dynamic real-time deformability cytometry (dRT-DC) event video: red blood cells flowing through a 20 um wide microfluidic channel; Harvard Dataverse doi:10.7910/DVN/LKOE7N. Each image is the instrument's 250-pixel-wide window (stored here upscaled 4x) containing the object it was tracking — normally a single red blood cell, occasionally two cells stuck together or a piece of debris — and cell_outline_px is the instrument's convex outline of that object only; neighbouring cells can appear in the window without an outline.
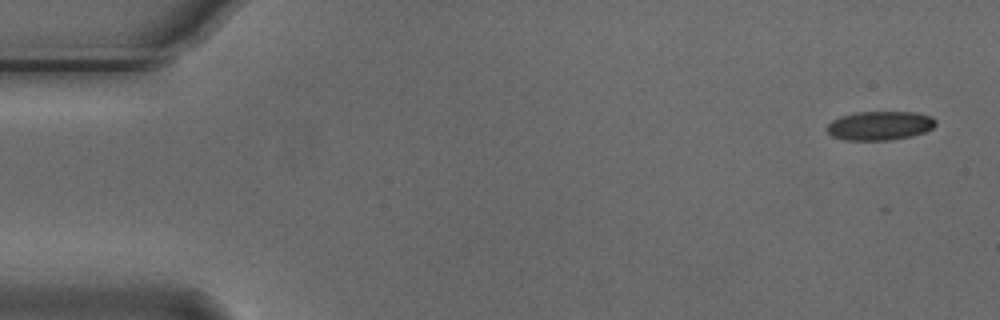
{"species": "Egyptian fruit bat (a non-hibernating species)", "species_latin": "Rousettus aegyptiacus", "temperature_condition": "cold", "stored_images_in_passage": 4, "camera_frame_rate_fps": 3000, "um_per_image_px": 0.085, "animal": {"sex": "male"}, "frame": {"image": 1, "passage_image": 1, "time_ms": 0.0, "image_size_px": [1000, 320], "cell_outline_px": [[936, 124], [932, 128], [924, 132], [912, 136], [888, 140], [844, 140], [832, 136], [824, 128], [832, 120], [840, 116], [856, 112], [916, 112], [932, 116], [936, 120]], "centroid_in_image_um": [74.77, 10.67], "position_along_channel_um": 10.2, "area_um2": 18.5}}
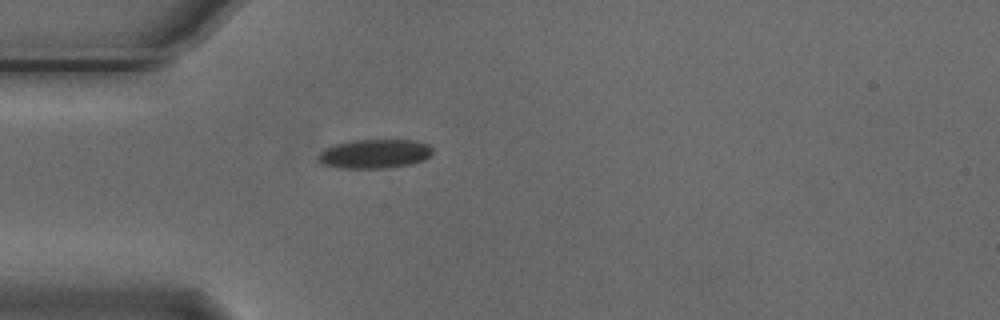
{"frame": {"image": 2, "passage_image": 4, "time_ms": 1.0, "image_size_px": [1000, 320], "cell_outline_px": [[432, 152], [424, 160], [412, 164], [388, 168], [336, 168], [324, 164], [316, 156], [324, 148], [336, 144], [352, 140], [416, 140], [428, 144], [432, 148]], "centroid_in_image_um": [31.84, 13.07], "position_along_channel_um": 53.2, "area_um2": 19.48}}